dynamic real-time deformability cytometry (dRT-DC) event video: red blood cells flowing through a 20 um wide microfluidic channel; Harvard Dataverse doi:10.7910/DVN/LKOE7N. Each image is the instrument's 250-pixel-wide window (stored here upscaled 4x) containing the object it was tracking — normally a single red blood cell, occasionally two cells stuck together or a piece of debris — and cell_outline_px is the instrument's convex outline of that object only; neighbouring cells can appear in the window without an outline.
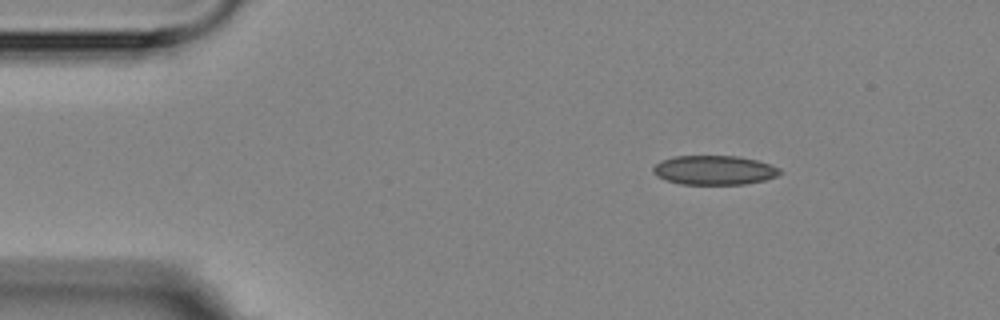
{"species": "Egyptian fruit bat (a non-hibernating species)", "species_latin": "Rousettus aegyptiacus", "temperature_condition": "room temperature", "stored_images_in_passage": 4, "camera_frame_rate_fps": 3000, "um_per_image_px": 0.085, "animal": {"sex": "female"}, "frame": {"image": 1, "passage_image": 1, "time_ms": 0.0, "image_size_px": [1000, 320], "cell_outline_px": [[784, 172], [776, 176], [764, 180], [744, 184], [680, 184], [656, 176], [652, 172], [652, 168], [660, 160], [672, 156], [740, 156], [756, 160], [780, 168]], "centroid_in_image_um": [60.69, 14.45], "position_along_channel_um": 24.3, "area_um2": 21.68}}
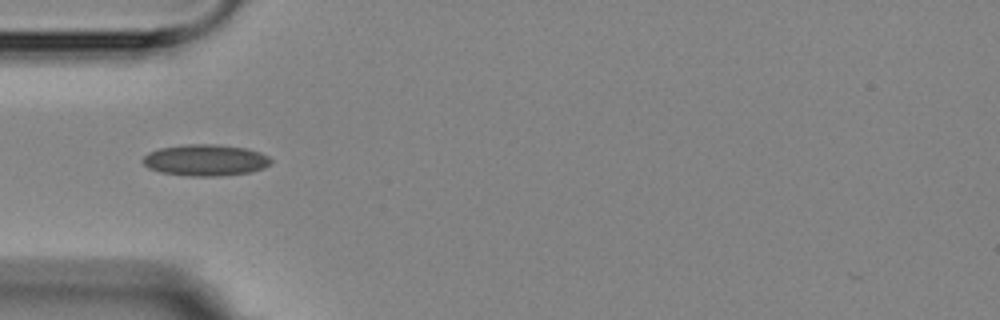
{"frame": {"image": 2, "passage_image": 3, "time_ms": 3.0, "image_size_px": [1000, 320], "cell_outline_px": [[272, 160], [264, 168], [248, 172], [216, 176], [188, 176], [160, 172], [148, 168], [140, 160], [148, 152], [160, 148], [184, 144], [216, 144], [244, 148], [260, 152], [268, 156]], "centroid_in_image_um": [17.41, 13.61], "position_along_channel_um": 67.6, "area_um2": 23.41}}
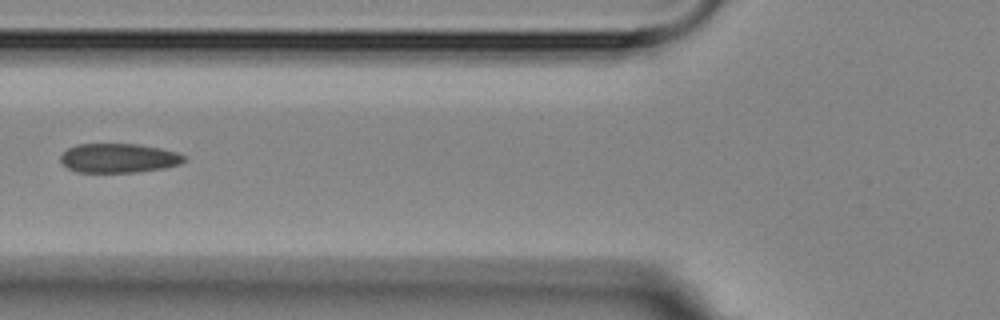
{"frame": {"image": 3, "passage_image": 4, "time_ms": 4.333, "image_size_px": [1000, 320], "cell_outline_px": [[184, 160], [180, 164], [164, 168], [136, 172], [76, 172], [68, 168], [60, 160], [60, 156], [68, 148], [76, 144], [136, 144], [160, 148], [176, 152], [184, 156]], "centroid_in_image_um": [10.06, 13.44], "position_along_channel_um": 115.7, "area_um2": 20.92}}